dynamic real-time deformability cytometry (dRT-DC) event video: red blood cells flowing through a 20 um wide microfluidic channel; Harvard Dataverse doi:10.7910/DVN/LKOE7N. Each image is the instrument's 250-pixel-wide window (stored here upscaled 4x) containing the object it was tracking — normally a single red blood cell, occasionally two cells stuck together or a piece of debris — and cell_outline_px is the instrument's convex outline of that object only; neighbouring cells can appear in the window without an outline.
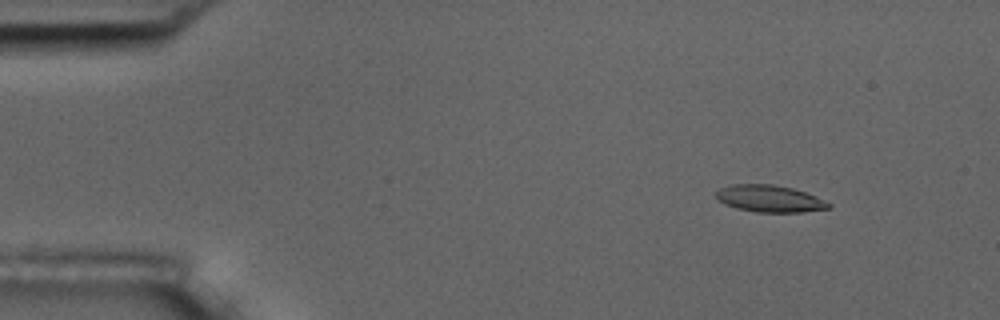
{"species": "common noctule bat (a hibernating species)", "species_latin": "Nyctalus noctula", "temperature_condition": "room temperature", "stored_images_in_passage": 56, "camera_frame_rate_fps": 3000, "um_per_image_px": 0.085, "animal": {"sex": "male", "body_mass_g": 17.5, "forearm_length_mm": 52.3}, "frame": {"image": 1, "passage_image": 7, "time_ms": 2.0, "image_size_px": [1000, 320], "cell_outline_px": [[832, 208], [804, 212], [756, 212], [736, 208], [724, 204], [716, 196], [716, 192], [720, 188], [732, 184], [772, 184], [792, 188], [816, 196], [832, 204]], "centroid_in_image_um": [65.44, 16.89], "position_along_channel_um": 19.6, "area_um2": 17.69}}
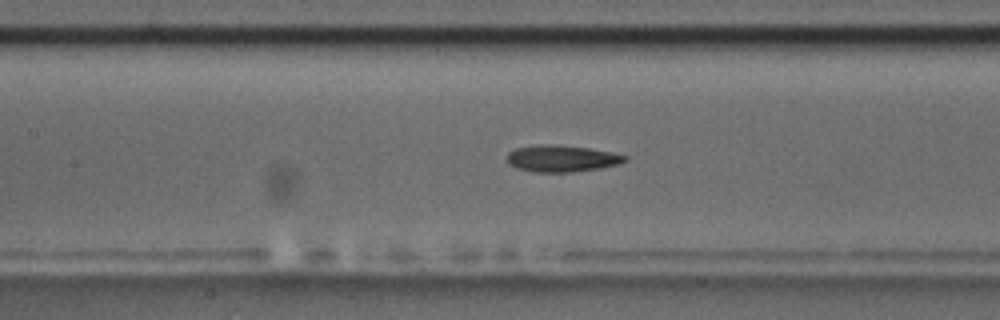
{"frame": {"image": 2, "passage_image": 26, "time_ms": 8.333, "image_size_px": [1000, 320], "cell_outline_px": [[628, 160], [620, 164], [600, 168], [572, 172], [532, 172], [516, 168], [508, 164], [508, 152], [516, 148], [540, 144], [556, 144], [588, 148], [612, 152], [628, 156]], "centroid_in_image_um": [47.76, 13.47], "position_along_channel_um": 159.6, "area_um2": 18.5}}
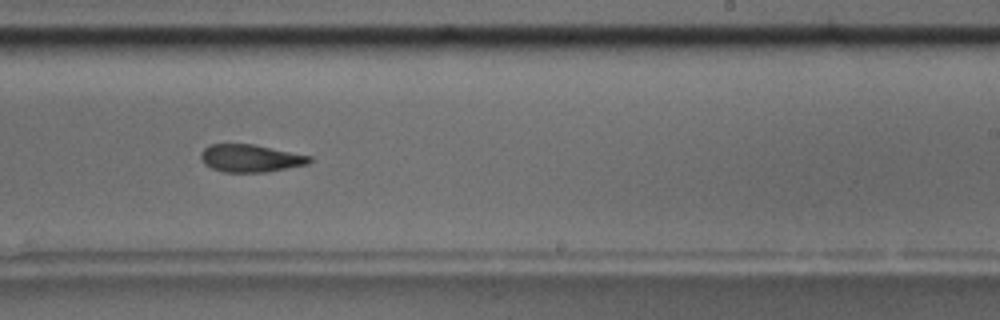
{"frame": {"image": 3, "passage_image": 35, "time_ms": 11.333, "image_size_px": [1000, 320], "cell_outline_px": [[312, 160], [308, 164], [268, 172], [224, 172], [212, 168], [204, 164], [200, 156], [200, 152], [208, 144], [252, 144], [312, 156]], "centroid_in_image_um": [21.28, 13.45], "position_along_channel_um": 267.7, "area_um2": 17.51}, "authors_computed_cell_mechanics": {"area_um2": 17.9758, "velocity_mm_per_s": 3.6181, "shape_relaxation_time_tau1_ms": 5.0201, "shape_relaxation_time_tau2_ms": 4.5915, "deformation_change_tau1": 0.1655, "deformation_change_tau2": 0.1087}}